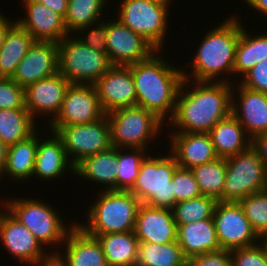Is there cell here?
<instances>
[{
  "label": "cell",
  "mask_w": 267,
  "mask_h": 266,
  "mask_svg": "<svg viewBox=\"0 0 267 266\" xmlns=\"http://www.w3.org/2000/svg\"><path fill=\"white\" fill-rule=\"evenodd\" d=\"M231 105L232 84L184 79L165 130L209 133L215 124L231 114Z\"/></svg>",
  "instance_id": "obj_1"
},
{
  "label": "cell",
  "mask_w": 267,
  "mask_h": 266,
  "mask_svg": "<svg viewBox=\"0 0 267 266\" xmlns=\"http://www.w3.org/2000/svg\"><path fill=\"white\" fill-rule=\"evenodd\" d=\"M239 11L238 8V13H231L221 23L218 22L219 25L216 23L214 27L205 29L206 33L198 40L199 45L193 47L191 60L182 67L184 79L233 84L235 51L241 33Z\"/></svg>",
  "instance_id": "obj_2"
},
{
  "label": "cell",
  "mask_w": 267,
  "mask_h": 266,
  "mask_svg": "<svg viewBox=\"0 0 267 266\" xmlns=\"http://www.w3.org/2000/svg\"><path fill=\"white\" fill-rule=\"evenodd\" d=\"M166 54L158 50L147 60L129 65L136 89V106L152 112L165 124L173 116L184 80L183 64L175 65Z\"/></svg>",
  "instance_id": "obj_3"
},
{
  "label": "cell",
  "mask_w": 267,
  "mask_h": 266,
  "mask_svg": "<svg viewBox=\"0 0 267 266\" xmlns=\"http://www.w3.org/2000/svg\"><path fill=\"white\" fill-rule=\"evenodd\" d=\"M94 201L84 210L87 221L76 224L91 236L106 233L131 232L135 229L141 201L130 191H102L93 193ZM82 222V223H81Z\"/></svg>",
  "instance_id": "obj_4"
},
{
  "label": "cell",
  "mask_w": 267,
  "mask_h": 266,
  "mask_svg": "<svg viewBox=\"0 0 267 266\" xmlns=\"http://www.w3.org/2000/svg\"><path fill=\"white\" fill-rule=\"evenodd\" d=\"M8 197H6V209L46 250L57 253L64 244L69 230L75 225L76 219L67 224V220L58 214L61 212L53 207L51 201L45 202V199L31 198L27 195L17 198L8 195Z\"/></svg>",
  "instance_id": "obj_5"
},
{
  "label": "cell",
  "mask_w": 267,
  "mask_h": 266,
  "mask_svg": "<svg viewBox=\"0 0 267 266\" xmlns=\"http://www.w3.org/2000/svg\"><path fill=\"white\" fill-rule=\"evenodd\" d=\"M162 148L166 153H162L160 148L159 154L151 151L142 161L138 177L130 192L141 203L172 209L175 205L172 178L179 166L169 149Z\"/></svg>",
  "instance_id": "obj_6"
},
{
  "label": "cell",
  "mask_w": 267,
  "mask_h": 266,
  "mask_svg": "<svg viewBox=\"0 0 267 266\" xmlns=\"http://www.w3.org/2000/svg\"><path fill=\"white\" fill-rule=\"evenodd\" d=\"M106 116L113 147L150 151L151 141H158L166 129V124L155 114L139 106L118 108L106 113Z\"/></svg>",
  "instance_id": "obj_7"
},
{
  "label": "cell",
  "mask_w": 267,
  "mask_h": 266,
  "mask_svg": "<svg viewBox=\"0 0 267 266\" xmlns=\"http://www.w3.org/2000/svg\"><path fill=\"white\" fill-rule=\"evenodd\" d=\"M118 3L120 5L115 6V10L118 9L117 12L114 11L117 14L115 18L143 36L157 50L165 51L169 25H172L169 19L171 5L148 0H121Z\"/></svg>",
  "instance_id": "obj_8"
},
{
  "label": "cell",
  "mask_w": 267,
  "mask_h": 266,
  "mask_svg": "<svg viewBox=\"0 0 267 266\" xmlns=\"http://www.w3.org/2000/svg\"><path fill=\"white\" fill-rule=\"evenodd\" d=\"M59 73L70 83L95 84L112 66L107 53L86 46L74 34L58 43Z\"/></svg>",
  "instance_id": "obj_9"
},
{
  "label": "cell",
  "mask_w": 267,
  "mask_h": 266,
  "mask_svg": "<svg viewBox=\"0 0 267 266\" xmlns=\"http://www.w3.org/2000/svg\"><path fill=\"white\" fill-rule=\"evenodd\" d=\"M225 160L226 179L222 189L223 202H239L248 195L267 189V166L251 146Z\"/></svg>",
  "instance_id": "obj_10"
},
{
  "label": "cell",
  "mask_w": 267,
  "mask_h": 266,
  "mask_svg": "<svg viewBox=\"0 0 267 266\" xmlns=\"http://www.w3.org/2000/svg\"><path fill=\"white\" fill-rule=\"evenodd\" d=\"M62 140L69 161L75 166L83 158L109 149L110 124L107 116L98 121L63 127H44Z\"/></svg>",
  "instance_id": "obj_11"
},
{
  "label": "cell",
  "mask_w": 267,
  "mask_h": 266,
  "mask_svg": "<svg viewBox=\"0 0 267 266\" xmlns=\"http://www.w3.org/2000/svg\"><path fill=\"white\" fill-rule=\"evenodd\" d=\"M106 17L107 55L112 66H129L150 58L158 51L143 36L133 32L110 14ZM111 19H109V18Z\"/></svg>",
  "instance_id": "obj_12"
},
{
  "label": "cell",
  "mask_w": 267,
  "mask_h": 266,
  "mask_svg": "<svg viewBox=\"0 0 267 266\" xmlns=\"http://www.w3.org/2000/svg\"><path fill=\"white\" fill-rule=\"evenodd\" d=\"M213 220L222 250L230 251L260 242L239 202L217 201Z\"/></svg>",
  "instance_id": "obj_13"
},
{
  "label": "cell",
  "mask_w": 267,
  "mask_h": 266,
  "mask_svg": "<svg viewBox=\"0 0 267 266\" xmlns=\"http://www.w3.org/2000/svg\"><path fill=\"white\" fill-rule=\"evenodd\" d=\"M105 115L94 84L70 83L59 113L47 127L88 124Z\"/></svg>",
  "instance_id": "obj_14"
},
{
  "label": "cell",
  "mask_w": 267,
  "mask_h": 266,
  "mask_svg": "<svg viewBox=\"0 0 267 266\" xmlns=\"http://www.w3.org/2000/svg\"><path fill=\"white\" fill-rule=\"evenodd\" d=\"M1 244L23 266H33L50 253L6 208L0 213Z\"/></svg>",
  "instance_id": "obj_15"
},
{
  "label": "cell",
  "mask_w": 267,
  "mask_h": 266,
  "mask_svg": "<svg viewBox=\"0 0 267 266\" xmlns=\"http://www.w3.org/2000/svg\"><path fill=\"white\" fill-rule=\"evenodd\" d=\"M69 85L70 82L59 72L41 79L24 89L25 107L36 121L48 125L59 113ZM41 117H48L47 122Z\"/></svg>",
  "instance_id": "obj_16"
},
{
  "label": "cell",
  "mask_w": 267,
  "mask_h": 266,
  "mask_svg": "<svg viewBox=\"0 0 267 266\" xmlns=\"http://www.w3.org/2000/svg\"><path fill=\"white\" fill-rule=\"evenodd\" d=\"M40 130V132H39ZM38 130V145L32 180L44 182L62 180L69 172L74 176V165L69 161L61 138L53 131ZM42 132V135L39 134ZM46 136L44 137L43 135ZM66 173V175H64Z\"/></svg>",
  "instance_id": "obj_17"
},
{
  "label": "cell",
  "mask_w": 267,
  "mask_h": 266,
  "mask_svg": "<svg viewBox=\"0 0 267 266\" xmlns=\"http://www.w3.org/2000/svg\"><path fill=\"white\" fill-rule=\"evenodd\" d=\"M21 1V0H20ZM21 17L16 23L30 33L35 41L59 43L67 35L64 18L37 0H22Z\"/></svg>",
  "instance_id": "obj_18"
},
{
  "label": "cell",
  "mask_w": 267,
  "mask_h": 266,
  "mask_svg": "<svg viewBox=\"0 0 267 266\" xmlns=\"http://www.w3.org/2000/svg\"><path fill=\"white\" fill-rule=\"evenodd\" d=\"M94 86L105 113L136 106V89L129 66H111Z\"/></svg>",
  "instance_id": "obj_19"
},
{
  "label": "cell",
  "mask_w": 267,
  "mask_h": 266,
  "mask_svg": "<svg viewBox=\"0 0 267 266\" xmlns=\"http://www.w3.org/2000/svg\"><path fill=\"white\" fill-rule=\"evenodd\" d=\"M59 72L58 43L34 41L12 79L22 88Z\"/></svg>",
  "instance_id": "obj_20"
},
{
  "label": "cell",
  "mask_w": 267,
  "mask_h": 266,
  "mask_svg": "<svg viewBox=\"0 0 267 266\" xmlns=\"http://www.w3.org/2000/svg\"><path fill=\"white\" fill-rule=\"evenodd\" d=\"M231 113L250 138L267 132V93L246 88L238 81L233 83Z\"/></svg>",
  "instance_id": "obj_21"
},
{
  "label": "cell",
  "mask_w": 267,
  "mask_h": 266,
  "mask_svg": "<svg viewBox=\"0 0 267 266\" xmlns=\"http://www.w3.org/2000/svg\"><path fill=\"white\" fill-rule=\"evenodd\" d=\"M166 135L165 140H170L166 147L181 168L193 169L219 158L209 133L167 132Z\"/></svg>",
  "instance_id": "obj_22"
},
{
  "label": "cell",
  "mask_w": 267,
  "mask_h": 266,
  "mask_svg": "<svg viewBox=\"0 0 267 266\" xmlns=\"http://www.w3.org/2000/svg\"><path fill=\"white\" fill-rule=\"evenodd\" d=\"M139 243L167 244L177 241L178 227L172 209L142 203L134 229Z\"/></svg>",
  "instance_id": "obj_23"
},
{
  "label": "cell",
  "mask_w": 267,
  "mask_h": 266,
  "mask_svg": "<svg viewBox=\"0 0 267 266\" xmlns=\"http://www.w3.org/2000/svg\"><path fill=\"white\" fill-rule=\"evenodd\" d=\"M57 253L67 266H108L98 239L76 223L69 230Z\"/></svg>",
  "instance_id": "obj_24"
},
{
  "label": "cell",
  "mask_w": 267,
  "mask_h": 266,
  "mask_svg": "<svg viewBox=\"0 0 267 266\" xmlns=\"http://www.w3.org/2000/svg\"><path fill=\"white\" fill-rule=\"evenodd\" d=\"M118 164V147L109 149L83 158L74 166V177L84 182L94 183L98 191L116 190V177ZM96 184V186H95Z\"/></svg>",
  "instance_id": "obj_25"
},
{
  "label": "cell",
  "mask_w": 267,
  "mask_h": 266,
  "mask_svg": "<svg viewBox=\"0 0 267 266\" xmlns=\"http://www.w3.org/2000/svg\"><path fill=\"white\" fill-rule=\"evenodd\" d=\"M245 14L248 15V19L246 16L241 19V33L235 51L233 83L239 81L256 64L267 59V26L262 27V30H266L265 33L262 30L257 32L258 34L255 30H253L255 33H251L252 29L248 30L246 25L251 17L249 13L244 12Z\"/></svg>",
  "instance_id": "obj_26"
},
{
  "label": "cell",
  "mask_w": 267,
  "mask_h": 266,
  "mask_svg": "<svg viewBox=\"0 0 267 266\" xmlns=\"http://www.w3.org/2000/svg\"><path fill=\"white\" fill-rule=\"evenodd\" d=\"M177 242L188 261L193 257L221 250L213 217L178 226Z\"/></svg>",
  "instance_id": "obj_27"
},
{
  "label": "cell",
  "mask_w": 267,
  "mask_h": 266,
  "mask_svg": "<svg viewBox=\"0 0 267 266\" xmlns=\"http://www.w3.org/2000/svg\"><path fill=\"white\" fill-rule=\"evenodd\" d=\"M37 145L38 130L27 139L8 146L5 168L0 177L1 183L6 178L5 182L9 180L11 183L29 184L33 176Z\"/></svg>",
  "instance_id": "obj_28"
},
{
  "label": "cell",
  "mask_w": 267,
  "mask_h": 266,
  "mask_svg": "<svg viewBox=\"0 0 267 266\" xmlns=\"http://www.w3.org/2000/svg\"><path fill=\"white\" fill-rule=\"evenodd\" d=\"M209 135L219 158L236 155L250 146V137L232 113L215 124Z\"/></svg>",
  "instance_id": "obj_29"
},
{
  "label": "cell",
  "mask_w": 267,
  "mask_h": 266,
  "mask_svg": "<svg viewBox=\"0 0 267 266\" xmlns=\"http://www.w3.org/2000/svg\"><path fill=\"white\" fill-rule=\"evenodd\" d=\"M108 266H136L139 241L135 232L106 233L95 236Z\"/></svg>",
  "instance_id": "obj_30"
},
{
  "label": "cell",
  "mask_w": 267,
  "mask_h": 266,
  "mask_svg": "<svg viewBox=\"0 0 267 266\" xmlns=\"http://www.w3.org/2000/svg\"><path fill=\"white\" fill-rule=\"evenodd\" d=\"M34 41L33 36L17 23L8 30L0 48V78H12Z\"/></svg>",
  "instance_id": "obj_31"
},
{
  "label": "cell",
  "mask_w": 267,
  "mask_h": 266,
  "mask_svg": "<svg viewBox=\"0 0 267 266\" xmlns=\"http://www.w3.org/2000/svg\"><path fill=\"white\" fill-rule=\"evenodd\" d=\"M26 107L0 110V139L8 147L33 135L39 127Z\"/></svg>",
  "instance_id": "obj_32"
},
{
  "label": "cell",
  "mask_w": 267,
  "mask_h": 266,
  "mask_svg": "<svg viewBox=\"0 0 267 266\" xmlns=\"http://www.w3.org/2000/svg\"><path fill=\"white\" fill-rule=\"evenodd\" d=\"M188 262L177 241L138 244L136 266H185Z\"/></svg>",
  "instance_id": "obj_33"
},
{
  "label": "cell",
  "mask_w": 267,
  "mask_h": 266,
  "mask_svg": "<svg viewBox=\"0 0 267 266\" xmlns=\"http://www.w3.org/2000/svg\"><path fill=\"white\" fill-rule=\"evenodd\" d=\"M110 1L112 0H69L64 18L68 34H74L82 27L104 20L102 15L107 10L106 7L113 4Z\"/></svg>",
  "instance_id": "obj_34"
},
{
  "label": "cell",
  "mask_w": 267,
  "mask_h": 266,
  "mask_svg": "<svg viewBox=\"0 0 267 266\" xmlns=\"http://www.w3.org/2000/svg\"><path fill=\"white\" fill-rule=\"evenodd\" d=\"M202 195L222 201V189L226 179V160L217 158L191 169Z\"/></svg>",
  "instance_id": "obj_35"
},
{
  "label": "cell",
  "mask_w": 267,
  "mask_h": 266,
  "mask_svg": "<svg viewBox=\"0 0 267 266\" xmlns=\"http://www.w3.org/2000/svg\"><path fill=\"white\" fill-rule=\"evenodd\" d=\"M149 153L141 148H118L116 191H130L134 187L141 163Z\"/></svg>",
  "instance_id": "obj_36"
},
{
  "label": "cell",
  "mask_w": 267,
  "mask_h": 266,
  "mask_svg": "<svg viewBox=\"0 0 267 266\" xmlns=\"http://www.w3.org/2000/svg\"><path fill=\"white\" fill-rule=\"evenodd\" d=\"M216 203L214 198L205 195L176 203L172 212L177 227L212 218Z\"/></svg>",
  "instance_id": "obj_37"
},
{
  "label": "cell",
  "mask_w": 267,
  "mask_h": 266,
  "mask_svg": "<svg viewBox=\"0 0 267 266\" xmlns=\"http://www.w3.org/2000/svg\"><path fill=\"white\" fill-rule=\"evenodd\" d=\"M239 204L257 236L267 235V189L246 196Z\"/></svg>",
  "instance_id": "obj_38"
},
{
  "label": "cell",
  "mask_w": 267,
  "mask_h": 266,
  "mask_svg": "<svg viewBox=\"0 0 267 266\" xmlns=\"http://www.w3.org/2000/svg\"><path fill=\"white\" fill-rule=\"evenodd\" d=\"M175 204L201 196L191 169L178 167L172 178Z\"/></svg>",
  "instance_id": "obj_39"
},
{
  "label": "cell",
  "mask_w": 267,
  "mask_h": 266,
  "mask_svg": "<svg viewBox=\"0 0 267 266\" xmlns=\"http://www.w3.org/2000/svg\"><path fill=\"white\" fill-rule=\"evenodd\" d=\"M74 35L86 46L97 52L107 53L106 18L100 22L80 28Z\"/></svg>",
  "instance_id": "obj_40"
},
{
  "label": "cell",
  "mask_w": 267,
  "mask_h": 266,
  "mask_svg": "<svg viewBox=\"0 0 267 266\" xmlns=\"http://www.w3.org/2000/svg\"><path fill=\"white\" fill-rule=\"evenodd\" d=\"M230 257L233 266H267V254L260 242L230 250Z\"/></svg>",
  "instance_id": "obj_41"
},
{
  "label": "cell",
  "mask_w": 267,
  "mask_h": 266,
  "mask_svg": "<svg viewBox=\"0 0 267 266\" xmlns=\"http://www.w3.org/2000/svg\"><path fill=\"white\" fill-rule=\"evenodd\" d=\"M25 107L24 88L12 78H0V110Z\"/></svg>",
  "instance_id": "obj_42"
},
{
  "label": "cell",
  "mask_w": 267,
  "mask_h": 266,
  "mask_svg": "<svg viewBox=\"0 0 267 266\" xmlns=\"http://www.w3.org/2000/svg\"><path fill=\"white\" fill-rule=\"evenodd\" d=\"M238 82L251 90L267 93V59L256 64Z\"/></svg>",
  "instance_id": "obj_43"
},
{
  "label": "cell",
  "mask_w": 267,
  "mask_h": 266,
  "mask_svg": "<svg viewBox=\"0 0 267 266\" xmlns=\"http://www.w3.org/2000/svg\"><path fill=\"white\" fill-rule=\"evenodd\" d=\"M189 262L193 266H233L230 251L222 249L193 257Z\"/></svg>",
  "instance_id": "obj_44"
},
{
  "label": "cell",
  "mask_w": 267,
  "mask_h": 266,
  "mask_svg": "<svg viewBox=\"0 0 267 266\" xmlns=\"http://www.w3.org/2000/svg\"><path fill=\"white\" fill-rule=\"evenodd\" d=\"M250 146L255 151L256 155L267 166V132L251 137Z\"/></svg>",
  "instance_id": "obj_45"
},
{
  "label": "cell",
  "mask_w": 267,
  "mask_h": 266,
  "mask_svg": "<svg viewBox=\"0 0 267 266\" xmlns=\"http://www.w3.org/2000/svg\"><path fill=\"white\" fill-rule=\"evenodd\" d=\"M243 7L244 8H248L250 10H252L253 13H250L251 15L253 14L254 16H258L259 18H257V20L255 19L254 22H257L258 19H260L257 24L260 25L262 20H266V22L264 21L262 24H264L266 26L267 23V0H243ZM250 7V8H249ZM257 14V15H256ZM263 17V18H262ZM266 18V19H265Z\"/></svg>",
  "instance_id": "obj_46"
},
{
  "label": "cell",
  "mask_w": 267,
  "mask_h": 266,
  "mask_svg": "<svg viewBox=\"0 0 267 266\" xmlns=\"http://www.w3.org/2000/svg\"><path fill=\"white\" fill-rule=\"evenodd\" d=\"M65 18L69 0H37Z\"/></svg>",
  "instance_id": "obj_47"
},
{
  "label": "cell",
  "mask_w": 267,
  "mask_h": 266,
  "mask_svg": "<svg viewBox=\"0 0 267 266\" xmlns=\"http://www.w3.org/2000/svg\"><path fill=\"white\" fill-rule=\"evenodd\" d=\"M3 10H0V48L4 43L5 36L8 30L16 23L15 18H10L4 13ZM9 17V18H8ZM14 19V20H13Z\"/></svg>",
  "instance_id": "obj_48"
},
{
  "label": "cell",
  "mask_w": 267,
  "mask_h": 266,
  "mask_svg": "<svg viewBox=\"0 0 267 266\" xmlns=\"http://www.w3.org/2000/svg\"><path fill=\"white\" fill-rule=\"evenodd\" d=\"M33 266H67V264L58 253H49Z\"/></svg>",
  "instance_id": "obj_49"
},
{
  "label": "cell",
  "mask_w": 267,
  "mask_h": 266,
  "mask_svg": "<svg viewBox=\"0 0 267 266\" xmlns=\"http://www.w3.org/2000/svg\"><path fill=\"white\" fill-rule=\"evenodd\" d=\"M7 146L0 139V177L4 171L7 155Z\"/></svg>",
  "instance_id": "obj_50"
},
{
  "label": "cell",
  "mask_w": 267,
  "mask_h": 266,
  "mask_svg": "<svg viewBox=\"0 0 267 266\" xmlns=\"http://www.w3.org/2000/svg\"><path fill=\"white\" fill-rule=\"evenodd\" d=\"M1 179H0V185H1ZM0 192H1V189H0ZM4 196V197H2ZM0 196V213L6 208V195H2ZM2 197V198H1Z\"/></svg>",
  "instance_id": "obj_51"
},
{
  "label": "cell",
  "mask_w": 267,
  "mask_h": 266,
  "mask_svg": "<svg viewBox=\"0 0 267 266\" xmlns=\"http://www.w3.org/2000/svg\"><path fill=\"white\" fill-rule=\"evenodd\" d=\"M148 1L156 2L163 5H172V3H174L173 2L174 0H148Z\"/></svg>",
  "instance_id": "obj_52"
},
{
  "label": "cell",
  "mask_w": 267,
  "mask_h": 266,
  "mask_svg": "<svg viewBox=\"0 0 267 266\" xmlns=\"http://www.w3.org/2000/svg\"><path fill=\"white\" fill-rule=\"evenodd\" d=\"M260 243L264 247L266 254H267V235L260 238Z\"/></svg>",
  "instance_id": "obj_53"
},
{
  "label": "cell",
  "mask_w": 267,
  "mask_h": 266,
  "mask_svg": "<svg viewBox=\"0 0 267 266\" xmlns=\"http://www.w3.org/2000/svg\"><path fill=\"white\" fill-rule=\"evenodd\" d=\"M185 266H193L190 262H188Z\"/></svg>",
  "instance_id": "obj_54"
}]
</instances>
